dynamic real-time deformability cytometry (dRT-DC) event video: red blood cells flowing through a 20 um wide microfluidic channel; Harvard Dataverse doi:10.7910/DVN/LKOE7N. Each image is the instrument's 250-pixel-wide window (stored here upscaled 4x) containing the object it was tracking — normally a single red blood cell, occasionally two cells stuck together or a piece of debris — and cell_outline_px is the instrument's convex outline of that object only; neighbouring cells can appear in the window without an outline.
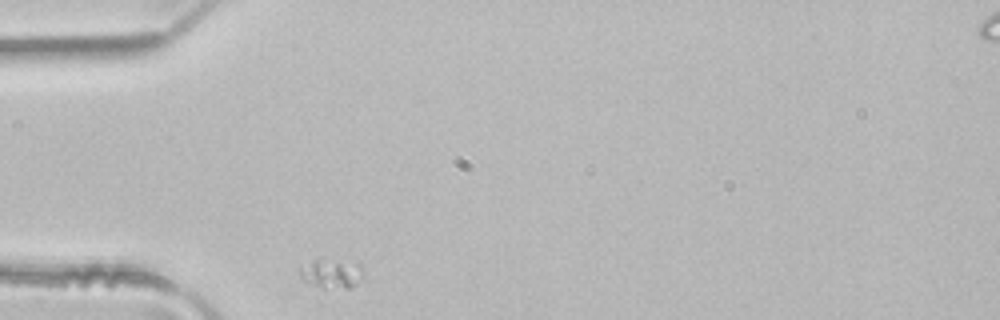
{"species": "common noctule bat (a hibernating species)", "species_latin": "Nyctalus noctula", "temperature_condition": "room temperature", "stored_images_in_passage": 28, "camera_frame_rate_fps": 3000, "um_per_image_px": 0.085, "animal": {"sex": "male", "body_mass_g": 21.5, "forearm_length_mm": 52.0}, "frame": {"image": 1, "passage_image": 1, "time_ms": 0.0, "image_size_px": [1000, 320], "cell_outline_px": [[364, 268], [356, 284], [352, 288], [324, 288], [300, 280], [300, 264], [320, 256], [324, 256], [360, 260]], "centroid_in_image_um": [28.18, 23.13], "position_along_channel_um": 56.8, "area_um2": 12.02}}
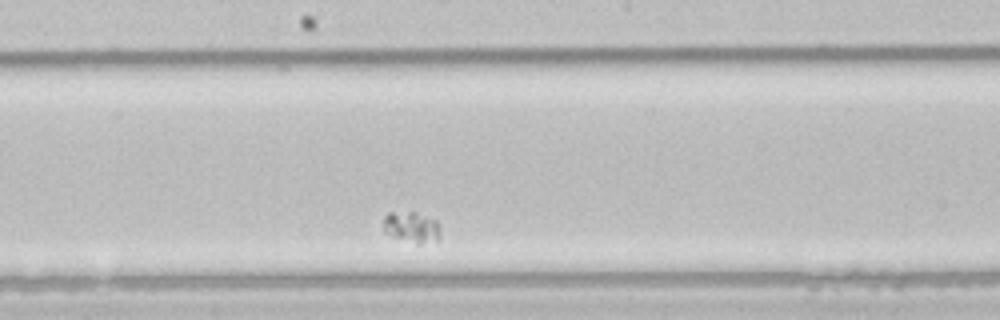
{"frame": {"image": 2, "passage_image": 15, "time_ms": 4.667, "image_size_px": [1000, 320], "cell_outline_px": [[440, 236], [436, 240], [420, 244], [416, 244], [392, 236], [384, 232], [384, 216], [388, 212], [416, 212], [436, 220], [440, 232]], "centroid_in_image_um": [34.97, 19.3], "position_along_channel_um": 213.2, "area_um2": 10.23}}
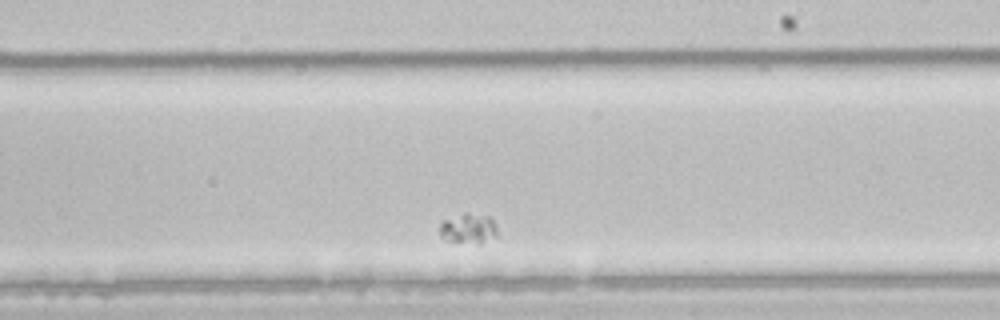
{"frame": {"image": 3, "passage_image": 18, "time_ms": 5.667, "image_size_px": [1000, 320], "cell_outline_px": [[496, 236], [480, 244], [476, 244], [444, 240], [440, 236], [440, 224], [444, 220], [464, 212], [468, 212], [492, 216], [496, 224]], "centroid_in_image_um": [39.83, 19.41], "position_along_channel_um": 249.2, "area_um2": 10.4}}